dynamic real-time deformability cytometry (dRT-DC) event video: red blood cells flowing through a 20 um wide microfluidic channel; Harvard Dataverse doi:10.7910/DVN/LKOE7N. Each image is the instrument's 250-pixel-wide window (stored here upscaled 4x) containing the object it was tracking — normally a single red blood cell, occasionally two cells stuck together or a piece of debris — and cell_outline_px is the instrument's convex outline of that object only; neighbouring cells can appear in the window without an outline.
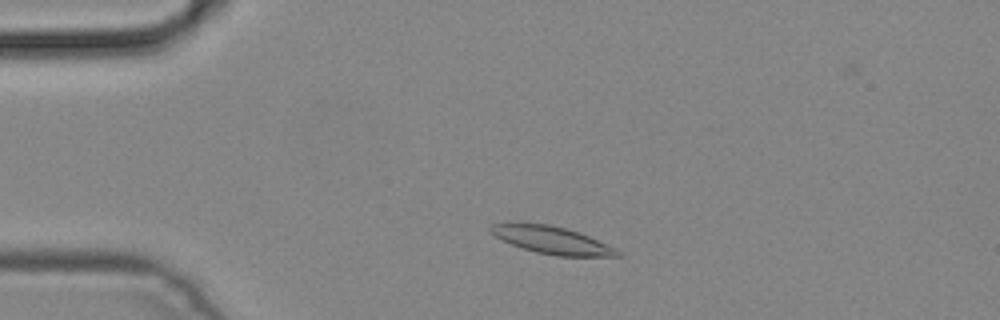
{"species": "common noctule bat (a hibernating species)", "species_latin": "Nyctalus noctula", "temperature_condition": "cold", "stored_images_in_passage": 4, "camera_frame_rate_fps": 3000, "um_per_image_px": 0.085, "animal": {"sex": "male", "body_mass_g": 19.2, "forearm_length_mm": 51.8}, "frame": {"image": 1, "passage_image": 2, "time_ms": 0.333, "image_size_px": [1000, 320], "cell_outline_px": [[624, 256], [556, 256], [536, 252], [512, 244], [496, 236], [488, 228], [492, 224], [548, 224], [580, 232], [616, 248]], "centroid_in_image_um": [46.99, 20.43], "position_along_channel_um": 38.0, "area_um2": 19.77}}
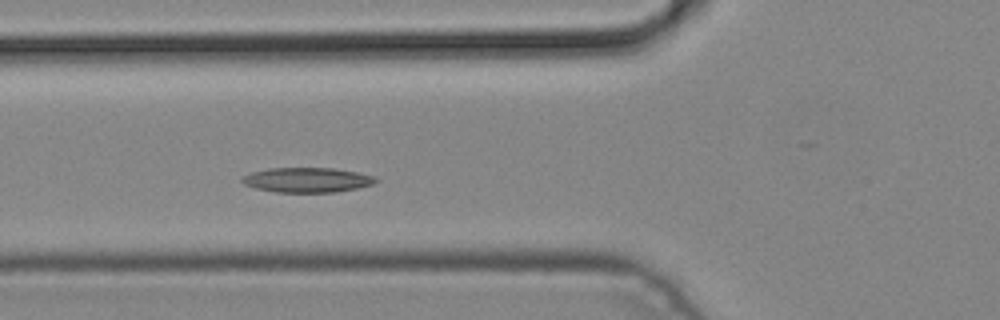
{"frame": {"image": 2, "passage_image": 4, "time_ms": 1.0, "image_size_px": [1000, 320], "cell_outline_px": [[380, 180], [372, 184], [356, 188], [336, 192], [276, 192], [256, 188], [244, 184], [240, 180], [244, 176], [252, 172], [268, 168], [332, 168], [356, 172], [372, 176]], "centroid_in_image_um": [26.09, 15.29], "position_along_channel_um": 99.7, "area_um2": 19.13}}